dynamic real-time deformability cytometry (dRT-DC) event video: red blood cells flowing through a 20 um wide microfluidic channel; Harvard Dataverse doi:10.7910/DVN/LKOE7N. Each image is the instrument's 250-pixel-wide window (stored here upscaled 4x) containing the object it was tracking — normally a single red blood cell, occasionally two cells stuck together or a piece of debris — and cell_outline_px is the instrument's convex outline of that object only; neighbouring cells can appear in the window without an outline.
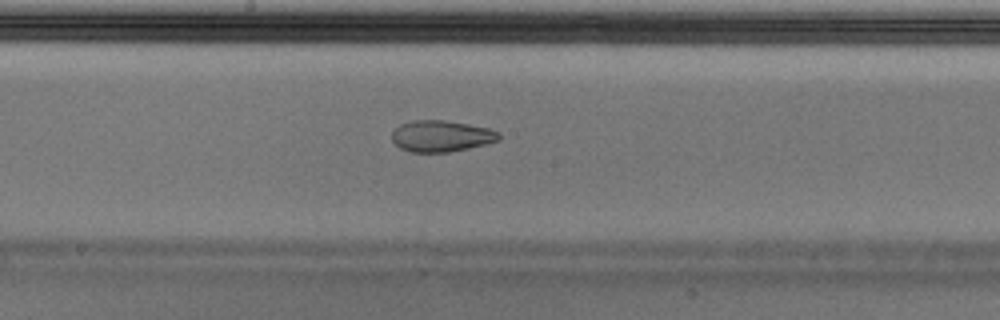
{"species": "Egyptian fruit bat (a non-hibernating species)", "species_latin": "Rousettus aegyptiacus", "temperature_condition": "cold", "stored_images_in_passage": 53, "camera_frame_rate_fps": 3000, "um_per_image_px": 0.085, "animal": {"sex": "male"}, "frame": {"image": 1, "passage_image": 28, "time_ms": 9.0, "image_size_px": [1000, 320], "cell_outline_px": [[500, 140], [468, 148], [448, 152], [408, 152], [400, 148], [392, 140], [392, 132], [400, 124], [412, 120], [444, 120], [468, 124], [488, 128], [500, 132]], "centroid_in_image_um": [37.49, 11.56], "position_along_channel_um": 210.7, "area_um2": 19.54}}
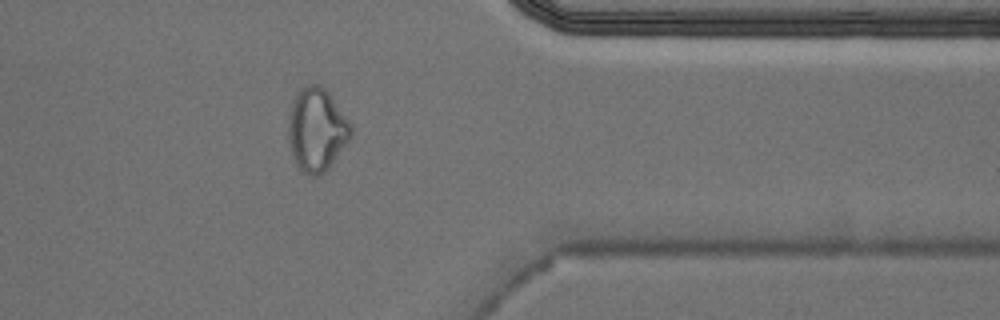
{"frame": {"image": 2, "passage_image": 43, "time_ms": 14.0, "image_size_px": [1000, 320], "cell_outline_px": [[352, 136], [332, 164], [324, 172], [316, 176], [308, 176], [296, 164], [292, 156], [288, 136], [288, 116], [292, 100], [300, 88], [304, 84], [320, 84], [328, 92], [352, 124]], "centroid_in_image_um": [26.91, 11.01], "position_along_channel_um": 384.5, "area_um2": 30.63}}
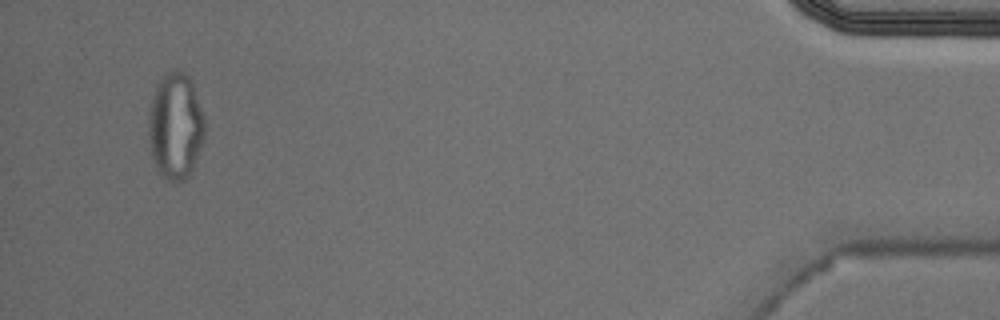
{"frame": {"image": 3, "passage_image": 51, "time_ms": 16.667, "image_size_px": [1000, 320], "cell_outline_px": [[204, 136], [192, 172], [184, 180], [176, 184], [168, 180], [156, 168], [152, 156], [148, 140], [148, 116], [152, 96], [160, 80], [168, 72], [176, 68], [184, 72], [188, 76], [192, 84], [204, 116]], "centroid_in_image_um": [14.9, 10.74], "position_along_channel_um": 420.3, "area_um2": 34.85}, "authors_computed_cell_mechanics": {"area_um2": 21.5016, "velocity_mm_per_s": 3.7344, "shape_relaxation_time_tau1_ms": null, "shape_relaxation_time_tau2_ms": 2.2839, "deformation_change_tau1": null, "deformation_change_tau2": 0.085}}